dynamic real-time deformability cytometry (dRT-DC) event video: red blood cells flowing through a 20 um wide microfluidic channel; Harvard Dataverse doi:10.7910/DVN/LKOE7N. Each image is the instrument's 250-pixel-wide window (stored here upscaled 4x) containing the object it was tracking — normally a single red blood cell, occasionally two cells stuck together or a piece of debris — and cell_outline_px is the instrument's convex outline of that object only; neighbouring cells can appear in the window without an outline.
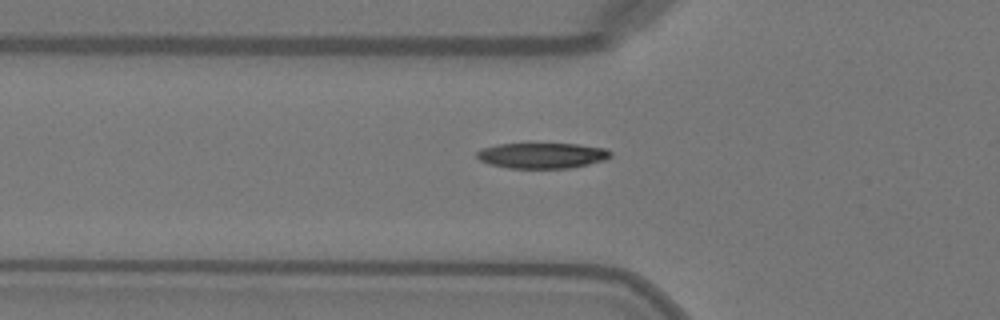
{"species": "Egyptian fruit bat (a non-hibernating species)", "species_latin": "Rousettus aegyptiacus", "temperature_condition": "warm", "stored_images_in_passage": 32, "camera_frame_rate_fps": 3000, "um_per_image_px": 0.085, "animal": {"sex": "female"}, "frame": {"image": 1, "passage_image": 6, "time_ms": 1.667, "image_size_px": [1000, 320], "cell_outline_px": [[612, 156], [604, 160], [588, 164], [568, 168], [508, 168], [488, 164], [480, 160], [476, 156], [476, 152], [480, 148], [496, 144], [576, 144], [604, 148], [612, 152]], "centroid_in_image_um": [46.04, 13.22], "position_along_channel_um": 79.8, "area_um2": 19.94}}
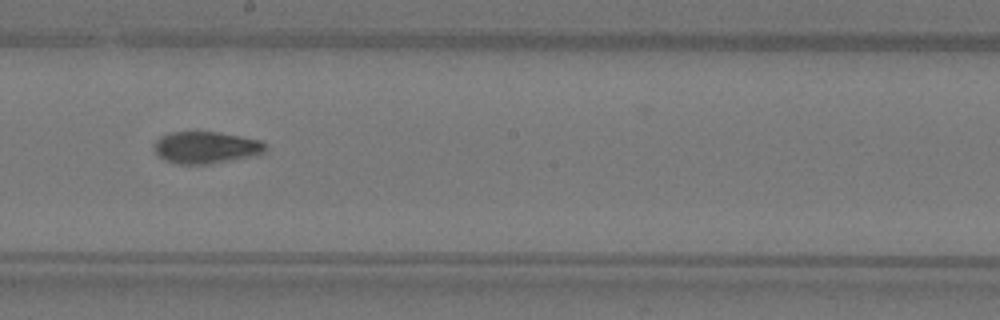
{"frame": {"image": 2, "passage_image": 17, "time_ms": 5.333, "image_size_px": [1000, 320], "cell_outline_px": [[264, 152], [256, 156], [208, 164], [176, 164], [164, 160], [152, 148], [156, 140], [160, 136], [172, 132], [216, 132], [260, 140], [264, 144]], "centroid_in_image_um": [17.47, 12.55], "position_along_channel_um": 230.7, "area_um2": 20.63}}
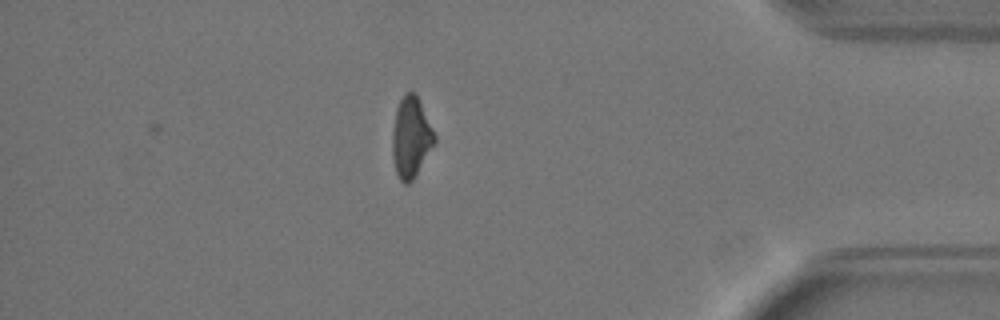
{"frame": {"image": 3, "passage_image": 32, "time_ms": 10.333, "image_size_px": [1000, 320], "cell_outline_px": [[436, 140], [412, 180], [408, 184], [404, 184], [400, 180], [396, 172], [392, 156], [392, 132], [396, 108], [404, 92], [412, 92], [416, 96], [436, 136]], "centroid_in_image_um": [34.9, 11.68], "position_along_channel_um": 400.3, "area_um2": 19.36}, "authors_computed_cell_mechanics": {"area_um2": 20.7502, "velocity_mm_per_s": 4.0903, "shape_relaxation_time_tau1_ms": 4.21, "shape_relaxation_time_tau2_ms": 5.4494, "deformation_change_tau1": 0.1897, "deformation_change_tau2": 0.0839}}